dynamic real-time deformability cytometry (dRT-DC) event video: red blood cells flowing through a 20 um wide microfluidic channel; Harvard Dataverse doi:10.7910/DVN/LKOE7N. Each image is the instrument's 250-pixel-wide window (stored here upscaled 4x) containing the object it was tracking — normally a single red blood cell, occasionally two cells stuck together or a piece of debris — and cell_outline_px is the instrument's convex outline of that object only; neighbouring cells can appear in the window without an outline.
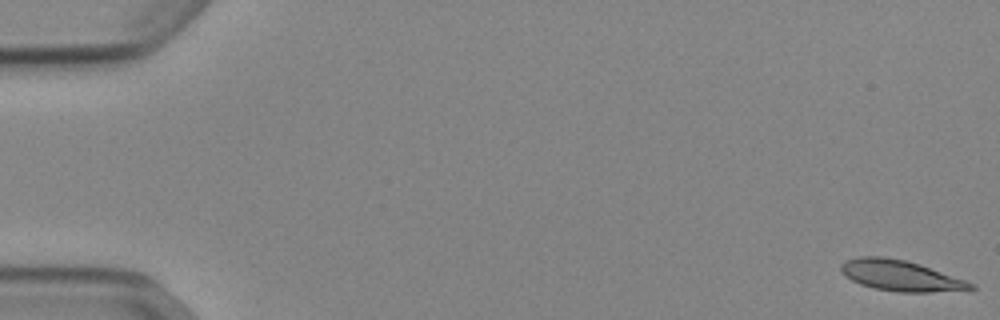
{"species": "Egyptian fruit bat (a non-hibernating species)", "species_latin": "Rousettus aegyptiacus", "temperature_condition": "cold", "stored_images_in_passage": 54, "segment_of_instrument_passage": [1, 2], "camera_frame_rate_fps": 3000, "um_per_image_px": 0.085, "animal": {"sex": "female"}, "frame": {"image": 1, "passage_image": 1, "time_ms": 0.0, "image_size_px": [1000, 320], "cell_outline_px": [[976, 288], [932, 292], [900, 292], [876, 288], [860, 284], [844, 276], [840, 272], [840, 264], [844, 260], [860, 256], [884, 256], [904, 260], [920, 264], [976, 284]], "centroid_in_image_um": [76.49, 23.41], "position_along_channel_um": 8.5, "area_um2": 23.12}}
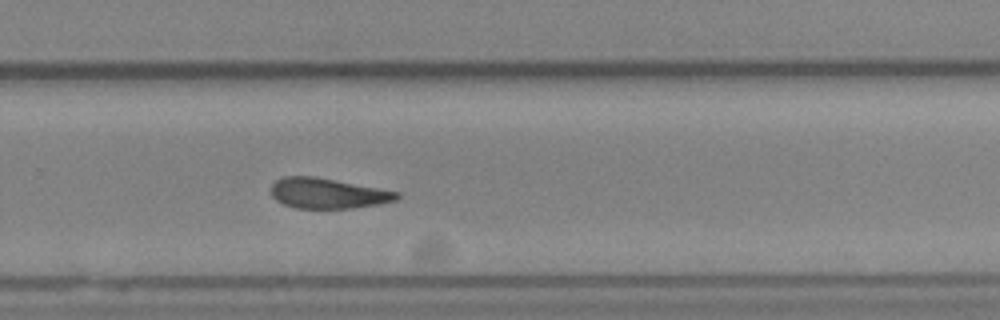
{"frame": {"image": 2, "passage_image": 36, "time_ms": 11.667, "image_size_px": [1000, 320], "cell_outline_px": [[400, 196], [396, 200], [380, 204], [352, 208], [296, 208], [284, 204], [276, 200], [272, 196], [272, 184], [276, 180], [284, 176], [316, 176], [380, 188], [400, 192]], "centroid_in_image_um": [27.88, 16.42], "position_along_channel_um": 301.9, "area_um2": 22.31}}
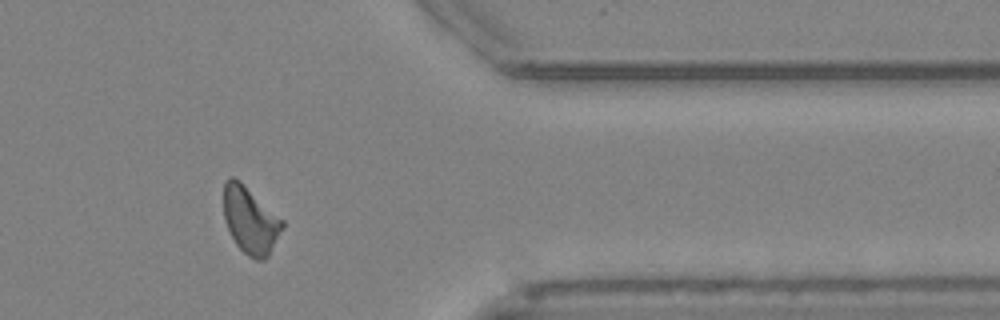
{"frame": {"image": 3, "passage_image": 44, "time_ms": 14.333, "image_size_px": [1000, 320], "cell_outline_px": [[284, 224], [268, 256], [264, 260], [256, 260], [248, 256], [236, 244], [224, 220], [224, 184], [228, 176], [232, 176], [240, 180], [284, 220]], "centroid_in_image_um": [21.27, 18.69], "position_along_channel_um": 390.1, "area_um2": 22.77}}